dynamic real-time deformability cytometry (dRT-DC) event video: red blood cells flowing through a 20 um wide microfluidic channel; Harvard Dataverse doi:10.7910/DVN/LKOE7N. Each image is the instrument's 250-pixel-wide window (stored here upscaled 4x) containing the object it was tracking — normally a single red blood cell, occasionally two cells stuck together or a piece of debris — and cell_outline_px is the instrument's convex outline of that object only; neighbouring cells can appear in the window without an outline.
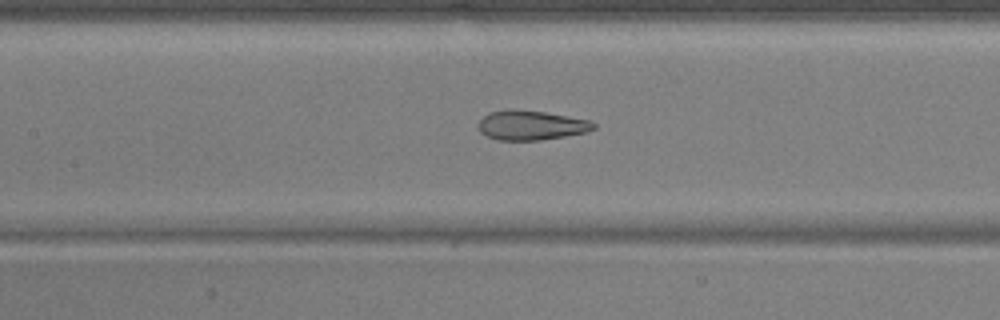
{"species": "common noctule bat (a hibernating species)", "species_latin": "Nyctalus noctula", "temperature_condition": "warm", "stored_images_in_passage": 47, "camera_frame_rate_fps": 3000, "um_per_image_px": 0.085, "animal": {"sex": "male", "body_mass_g": 17.9, "forearm_length_mm": 54.2}, "frame": {"image": 1, "passage_image": 20, "time_ms": 6.333, "image_size_px": [1000, 320], "cell_outline_px": [[596, 128], [588, 132], [540, 140], [496, 140], [480, 132], [480, 120], [488, 112], [508, 108], [516, 108], [544, 112], [592, 120], [596, 124]], "centroid_in_image_um": [45.17, 10.63], "position_along_channel_um": 162.2, "area_um2": 20.06}}
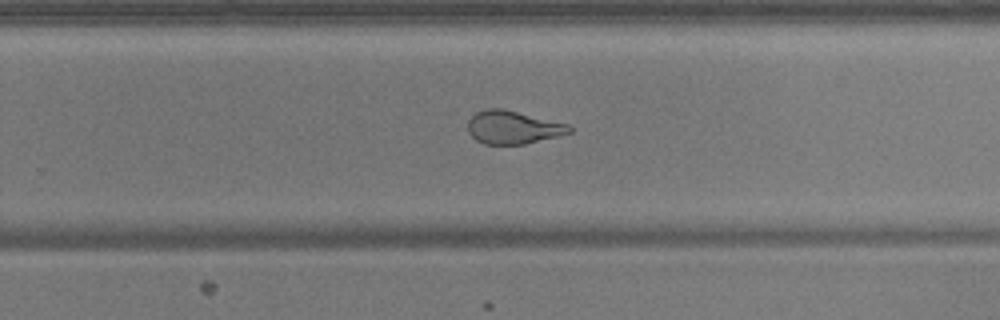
{"frame": {"image": 2, "passage_image": 30, "time_ms": 9.667, "image_size_px": [1000, 320], "cell_outline_px": [[572, 132], [524, 144], [484, 144], [476, 140], [468, 132], [468, 120], [476, 112], [488, 108], [504, 108], [568, 124], [572, 128]], "centroid_in_image_um": [43.58, 10.81], "position_along_channel_um": 286.2, "area_um2": 19.54}}
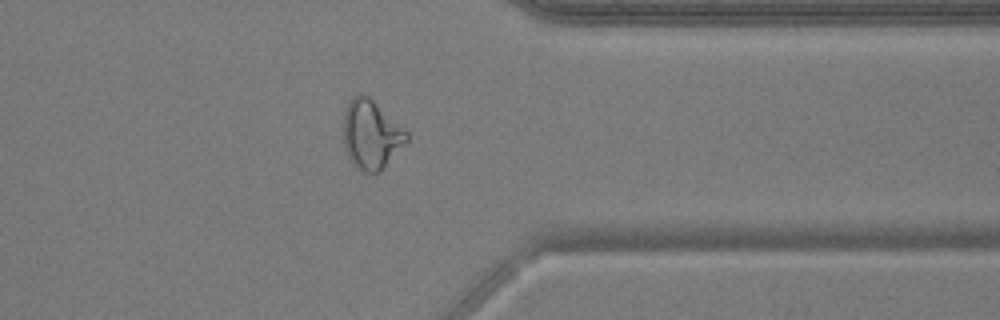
{"frame": {"image": 3, "passage_image": 38, "time_ms": 12.333, "image_size_px": [1000, 320], "cell_outline_px": [[408, 140], [380, 172], [360, 172], [356, 168], [348, 156], [344, 148], [344, 112], [352, 96], [360, 92], [364, 92], [404, 128], [408, 132]], "centroid_in_image_um": [31.53, 11.43], "position_along_channel_um": 379.9, "area_um2": 25.43}, "authors_computed_cell_mechanics": {"area_um2": 22.7732, "velocity_mm_per_s": 3.7319, "shape_relaxation_time_tau1_ms": 6.7704, "shape_relaxation_time_tau2_ms": 1.0631, "deformation_change_tau1": 0.223, "deformation_change_tau2": 0.0674}}